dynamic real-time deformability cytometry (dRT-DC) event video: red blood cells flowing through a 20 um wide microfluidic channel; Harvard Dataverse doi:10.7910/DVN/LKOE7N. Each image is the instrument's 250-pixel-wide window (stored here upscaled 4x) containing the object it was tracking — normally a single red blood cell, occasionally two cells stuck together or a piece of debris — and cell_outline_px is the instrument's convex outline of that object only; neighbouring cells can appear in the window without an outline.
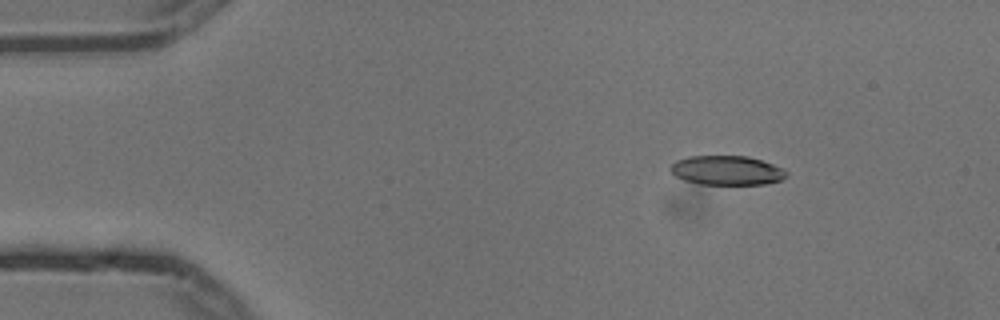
{"species": "common noctule bat (a hibernating species)", "species_latin": "Nyctalus noctula", "temperature_condition": "cold", "stored_images_in_passage": 5, "camera_frame_rate_fps": 3000, "um_per_image_px": 0.085, "animal": {"sex": "male", "body_mass_g": 13.3}, "frame": {"image": 1, "passage_image": 2, "time_ms": 0.333, "image_size_px": [1000, 320], "cell_outline_px": [[788, 176], [780, 180], [764, 184], [700, 184], [684, 180], [676, 176], [668, 168], [676, 160], [688, 156], [748, 156], [772, 164], [788, 172]], "centroid_in_image_um": [61.75, 14.48], "position_along_channel_um": 23.2, "area_um2": 19.71}}